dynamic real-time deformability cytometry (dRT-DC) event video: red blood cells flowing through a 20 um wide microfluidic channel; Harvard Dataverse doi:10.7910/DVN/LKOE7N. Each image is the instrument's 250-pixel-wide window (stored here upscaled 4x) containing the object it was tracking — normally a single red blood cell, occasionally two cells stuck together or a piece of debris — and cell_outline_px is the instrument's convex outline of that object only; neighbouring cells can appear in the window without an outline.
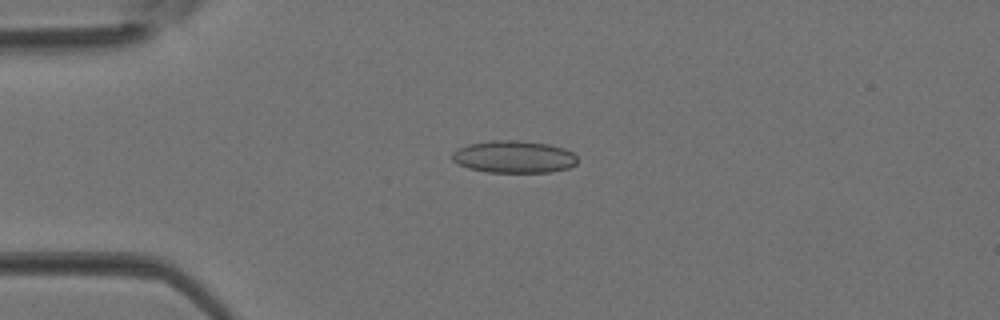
{"species": "Egyptian fruit bat (a non-hibernating species)", "species_latin": "Rousettus aegyptiacus", "temperature_condition": "room temperature", "stored_images_in_passage": 5, "camera_frame_rate_fps": 3000, "um_per_image_px": 0.085, "animal": {"sex": "female"}, "frame": {"image": 1, "passage_image": 3, "time_ms": 0.667, "image_size_px": [1000, 320], "cell_outline_px": [[576, 164], [568, 168], [548, 172], [488, 172], [468, 168], [456, 164], [452, 160], [452, 152], [468, 144], [492, 140], [520, 140], [548, 144], [564, 148], [572, 152], [576, 156]], "centroid_in_image_um": [43.66, 13.32], "position_along_channel_um": 41.3, "area_um2": 23.58}}
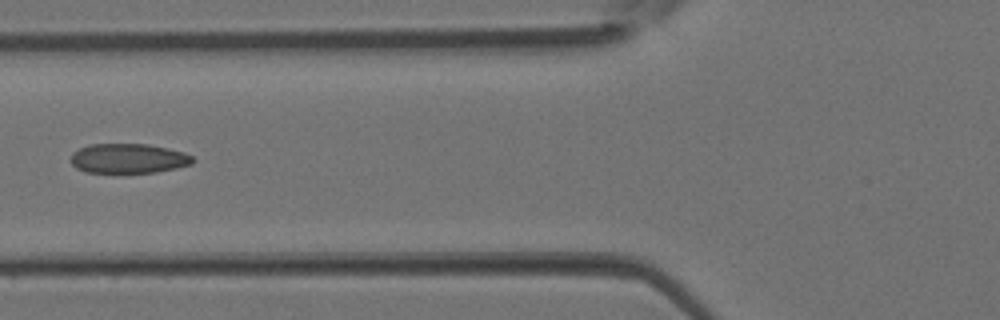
{"frame": {"image": 2, "passage_image": 5, "time_ms": 1.333, "image_size_px": [1000, 320], "cell_outline_px": [[196, 160], [192, 164], [176, 168], [156, 172], [116, 176], [84, 172], [76, 168], [72, 164], [72, 152], [88, 144], [148, 144], [168, 148], [184, 152], [192, 156]], "centroid_in_image_um": [10.89, 13.52], "position_along_channel_um": 114.9, "area_um2": 22.14}}